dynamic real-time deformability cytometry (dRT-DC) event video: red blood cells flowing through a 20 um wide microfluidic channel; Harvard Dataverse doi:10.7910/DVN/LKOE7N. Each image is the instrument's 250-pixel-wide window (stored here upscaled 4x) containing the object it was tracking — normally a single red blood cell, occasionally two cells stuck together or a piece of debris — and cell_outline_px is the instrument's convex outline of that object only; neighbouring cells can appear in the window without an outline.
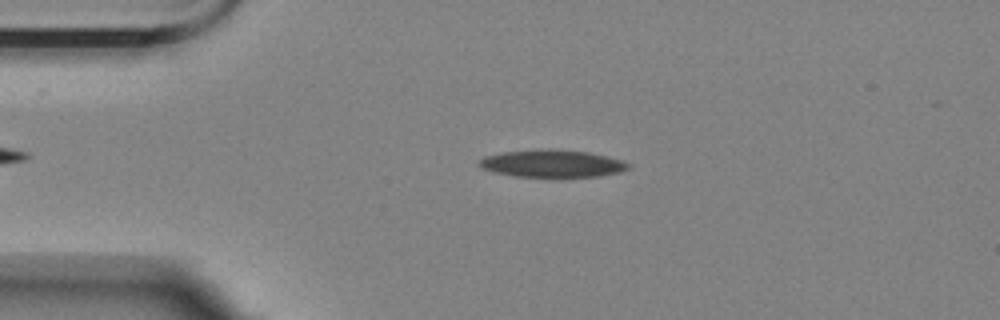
{"species": "Egyptian fruit bat (a non-hibernating species)", "species_latin": "Rousettus aegyptiacus", "temperature_condition": "room temperature", "stored_images_in_passage": 42, "camera_frame_rate_fps": 3000, "um_per_image_px": 0.085, "animal": {"sex": "female"}, "frame": {"image": 1, "passage_image": 3, "time_ms": 0.667, "image_size_px": [1000, 320], "cell_outline_px": [[632, 168], [620, 172], [596, 176], [516, 176], [496, 172], [480, 168], [476, 164], [476, 160], [484, 156], [500, 152], [540, 148], [556, 148], [588, 152], [624, 160], [632, 164]], "centroid_in_image_um": [46.91, 13.87], "position_along_channel_um": 38.1, "area_um2": 24.22}}
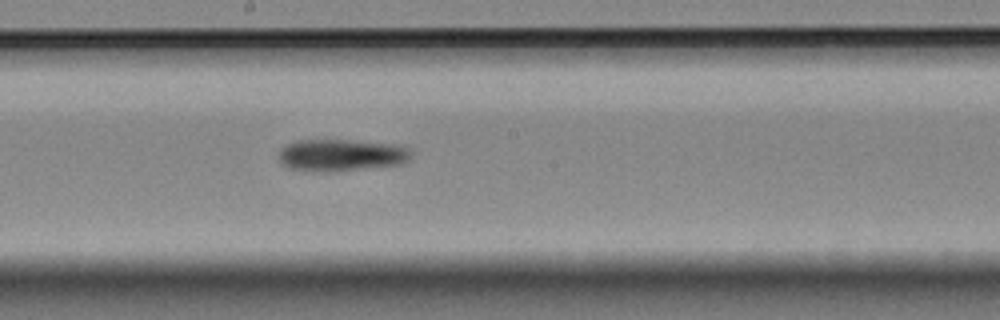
{"frame": {"image": 2, "passage_image": 21, "time_ms": 6.667, "image_size_px": [1000, 320], "cell_outline_px": [[412, 156], [404, 164], [336, 172], [316, 172], [288, 168], [280, 164], [280, 148], [296, 140], [348, 140], [400, 144], [408, 148], [412, 152]], "centroid_in_image_um": [29.04, 13.2], "position_along_channel_um": 219.2, "area_um2": 25.26}}
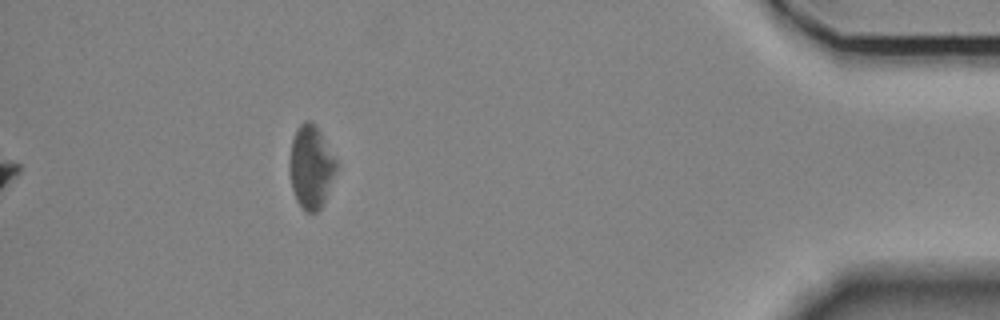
{"frame": {"image": 3, "passage_image": 42, "time_ms": 13.667, "image_size_px": [1000, 320], "cell_outline_px": [[340, 164], [324, 200], [320, 208], [316, 212], [308, 212], [296, 200], [292, 188], [288, 172], [288, 160], [292, 140], [296, 128], [304, 120], [312, 120], [316, 124]], "centroid_in_image_um": [26.43, 14.12], "position_along_channel_um": 408.8, "area_um2": 23.12}}